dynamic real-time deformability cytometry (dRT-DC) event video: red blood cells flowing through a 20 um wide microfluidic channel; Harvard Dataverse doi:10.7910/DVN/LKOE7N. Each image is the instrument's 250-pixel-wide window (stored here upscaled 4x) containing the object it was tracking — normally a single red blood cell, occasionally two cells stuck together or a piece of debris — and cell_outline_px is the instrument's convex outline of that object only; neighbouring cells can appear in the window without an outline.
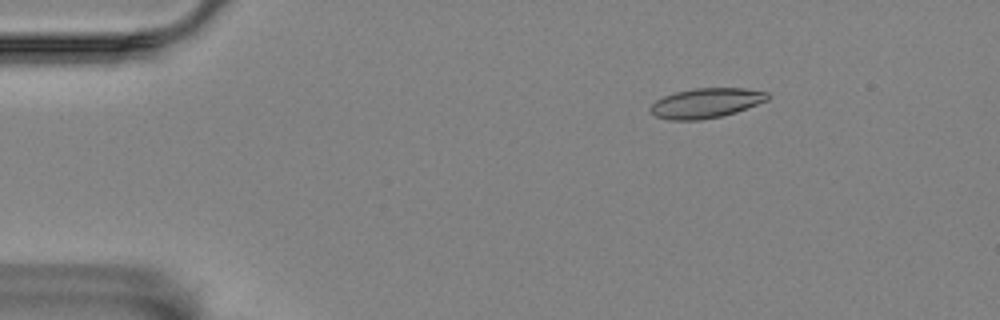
{"species": "Egyptian fruit bat (a non-hibernating species)", "species_latin": "Rousettus aegyptiacus", "temperature_condition": "room temperature", "stored_images_in_passage": 5, "segment_of_instrument_passage": [1, 2], "camera_frame_rate_fps": 3000, "um_per_image_px": 0.085, "animal": {"sex": "female"}, "frame": {"image": 1, "passage_image": 2, "time_ms": 2.0, "image_size_px": [1000, 320], "cell_outline_px": [[768, 100], [736, 112], [720, 116], [700, 120], [668, 120], [656, 116], [648, 108], [656, 100], [664, 96], [676, 92], [696, 88], [744, 88], [768, 92]], "centroid_in_image_um": [60.0, 8.76], "position_along_channel_um": 25.0, "area_um2": 20.23}}